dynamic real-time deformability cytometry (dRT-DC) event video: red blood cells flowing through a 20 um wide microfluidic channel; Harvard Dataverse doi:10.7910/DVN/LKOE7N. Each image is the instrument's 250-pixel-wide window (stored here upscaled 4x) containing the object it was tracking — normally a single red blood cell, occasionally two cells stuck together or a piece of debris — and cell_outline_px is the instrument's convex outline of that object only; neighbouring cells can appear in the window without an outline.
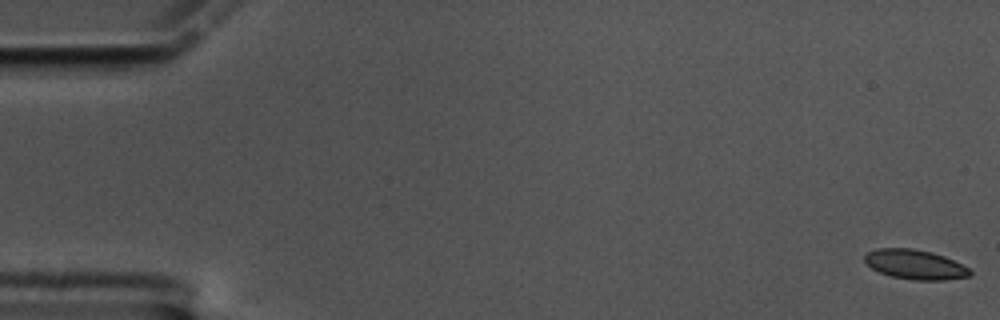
{"species": "common noctule bat (a hibernating species)", "species_latin": "Nyctalus noctula", "temperature_condition": "cold", "stored_images_in_passage": 60, "camera_frame_rate_fps": 3000, "um_per_image_px": 0.085, "animal": {"sex": "male", "body_mass_g": 17.5, "forearm_length_mm": 52.3}, "frame": {"image": 1, "passage_image": 1, "time_ms": 0.0, "image_size_px": [1000, 320], "cell_outline_px": [[972, 272], [968, 276], [944, 280], [916, 280], [892, 276], [880, 272], [864, 264], [864, 256], [868, 252], [876, 248], [912, 248], [932, 252], [944, 256], [968, 268]], "centroid_in_image_um": [77.73, 22.47], "position_along_channel_um": 7.3, "area_um2": 18.03}}
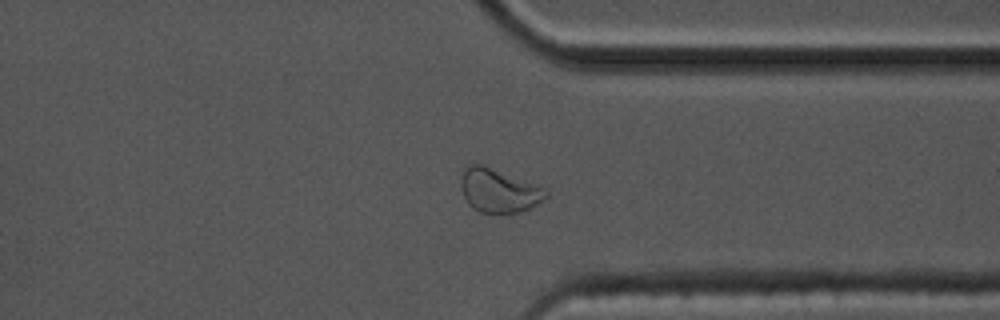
{"frame": {"image": 2, "passage_image": 46, "time_ms": 15.0, "image_size_px": [1000, 320], "cell_outline_px": [[548, 196], [536, 204], [520, 212], [492, 216], [480, 212], [472, 208], [468, 204], [464, 196], [460, 184], [460, 172], [468, 164], [484, 164], [544, 188], [548, 192]], "centroid_in_image_um": [42.33, 16.22], "position_along_channel_um": 369.1, "area_um2": 22.14}}
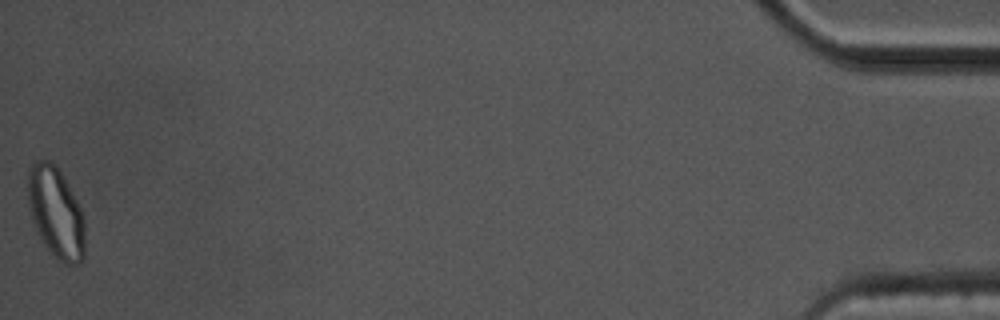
{"frame": {"image": 3, "passage_image": 60, "time_ms": 19.667, "image_size_px": [1000, 320], "cell_outline_px": [[84, 260], [80, 264], [68, 264], [60, 260], [44, 244], [36, 232], [32, 220], [28, 204], [28, 168], [32, 160], [48, 160], [56, 164], [72, 192], [84, 216]], "centroid_in_image_um": [4.73, 18.03], "position_along_channel_um": 430.5, "area_um2": 30.29}, "authors_computed_cell_mechanics": {"area_um2": 18.9006, "velocity_mm_per_s": 3.3756, "shape_relaxation_time_tau1_ms": 6.9337, "shape_relaxation_time_tau2_ms": 1.6089, "deformation_change_tau1": 0.1226, "deformation_change_tau2": 0.0535}}